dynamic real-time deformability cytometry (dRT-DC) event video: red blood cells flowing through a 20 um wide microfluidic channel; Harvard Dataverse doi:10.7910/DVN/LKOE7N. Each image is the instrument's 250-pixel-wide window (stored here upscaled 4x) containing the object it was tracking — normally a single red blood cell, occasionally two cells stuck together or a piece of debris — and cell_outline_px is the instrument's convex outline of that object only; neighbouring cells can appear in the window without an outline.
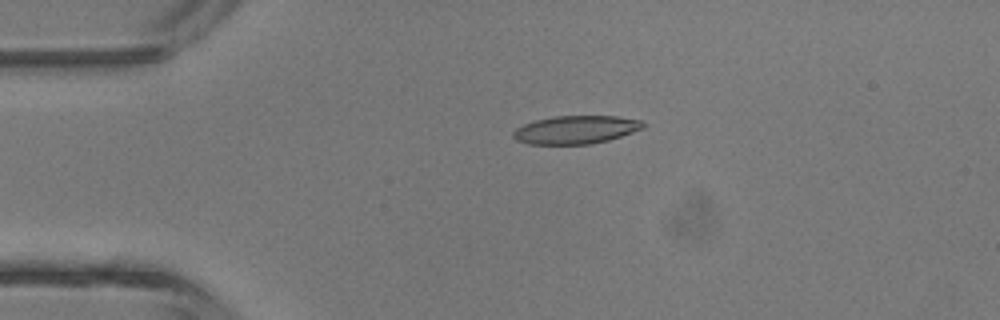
{"species": "common noctule bat (a hibernating species)", "species_latin": "Nyctalus noctula", "temperature_condition": "room temperature", "stored_images_in_passage": 3, "camera_frame_rate_fps": 3000, "um_per_image_px": 0.085, "animal": {"sex": "male", "body_mass_g": 13.3}, "frame": {"image": 1, "passage_image": 3, "time_ms": 2.667, "image_size_px": [1000, 320], "cell_outline_px": [[644, 128], [608, 140], [592, 144], [528, 144], [516, 140], [512, 136], [512, 132], [516, 128], [524, 124], [536, 120], [556, 116], [616, 116], [640, 120], [644, 124]], "centroid_in_image_um": [48.92, 11.03], "position_along_channel_um": 36.1, "area_um2": 21.21}}